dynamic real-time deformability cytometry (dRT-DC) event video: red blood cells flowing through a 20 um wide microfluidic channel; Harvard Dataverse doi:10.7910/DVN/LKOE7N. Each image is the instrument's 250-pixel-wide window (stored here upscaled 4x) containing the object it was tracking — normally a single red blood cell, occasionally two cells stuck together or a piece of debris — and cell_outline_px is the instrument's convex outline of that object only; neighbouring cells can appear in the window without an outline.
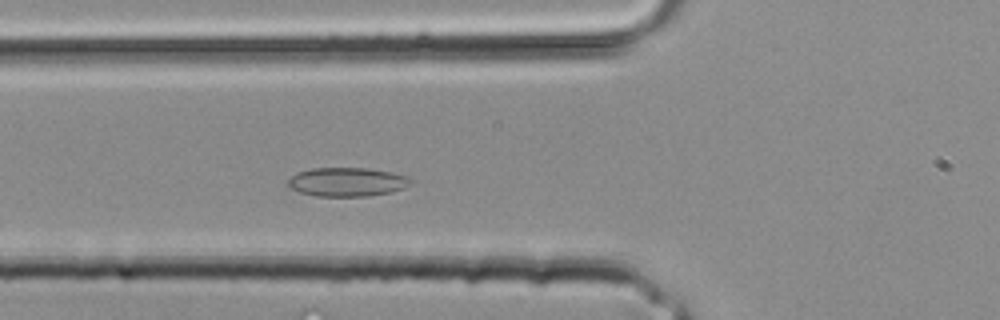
{"species": "common noctule bat (a hibernating species)", "species_latin": "Nyctalus noctula", "temperature_condition": "room temperature", "stored_images_in_passage": 17, "camera_frame_rate_fps": 3000, "um_per_image_px": 0.085, "animal": {"sex": "male", "body_mass_g": 20.4}, "frame": {"image": 1, "passage_image": 9, "time_ms": 2.667, "image_size_px": [1000, 320], "cell_outline_px": [[416, 180], [412, 184], [404, 188], [392, 192], [368, 196], [316, 196], [300, 192], [288, 188], [284, 184], [296, 172], [312, 168], [368, 168], [392, 172], [408, 176]], "centroid_in_image_um": [29.52, 15.46], "position_along_channel_um": 96.3, "area_um2": 21.1}}
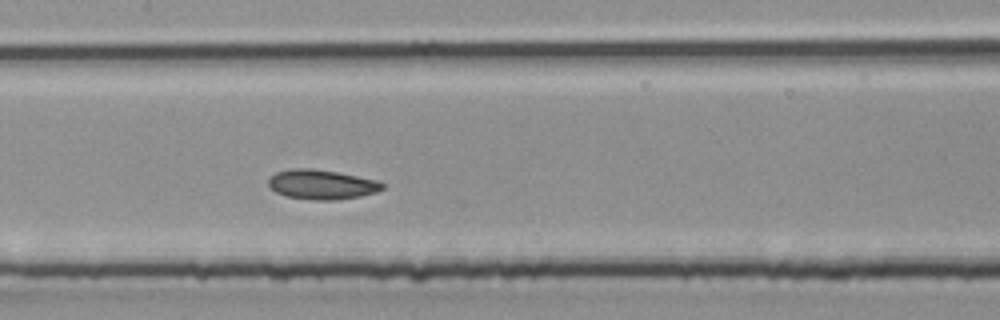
{"frame": {"image": 2, "passage_image": 13, "time_ms": 4.0, "image_size_px": [1000, 320], "cell_outline_px": [[384, 188], [376, 192], [360, 196], [332, 200], [316, 200], [288, 196], [276, 192], [268, 184], [268, 180], [276, 172], [292, 168], [308, 168], [336, 172], [376, 180], [384, 184]], "centroid_in_image_um": [27.34, 15.68], "position_along_channel_um": 180.1, "area_um2": 19.31}}
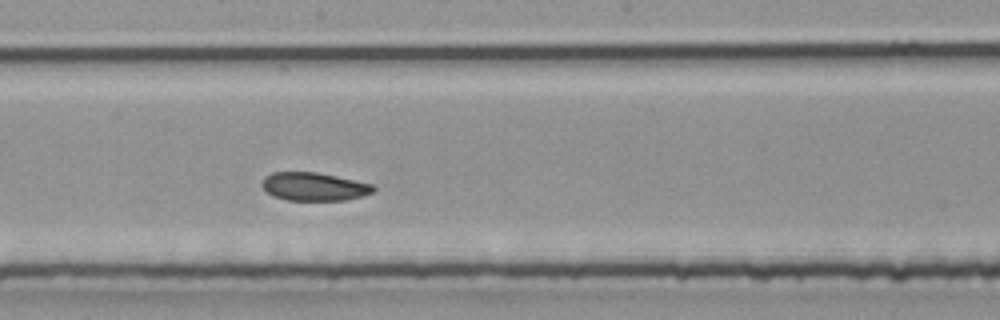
{"frame": {"image": 3, "passage_image": 15, "time_ms": 4.667, "image_size_px": [1000, 320], "cell_outline_px": [[376, 192], [344, 200], [288, 200], [272, 196], [260, 184], [264, 176], [272, 172], [316, 172], [376, 184]], "centroid_in_image_um": [26.72, 15.85], "position_along_channel_um": 221.5, "area_um2": 18.5}}